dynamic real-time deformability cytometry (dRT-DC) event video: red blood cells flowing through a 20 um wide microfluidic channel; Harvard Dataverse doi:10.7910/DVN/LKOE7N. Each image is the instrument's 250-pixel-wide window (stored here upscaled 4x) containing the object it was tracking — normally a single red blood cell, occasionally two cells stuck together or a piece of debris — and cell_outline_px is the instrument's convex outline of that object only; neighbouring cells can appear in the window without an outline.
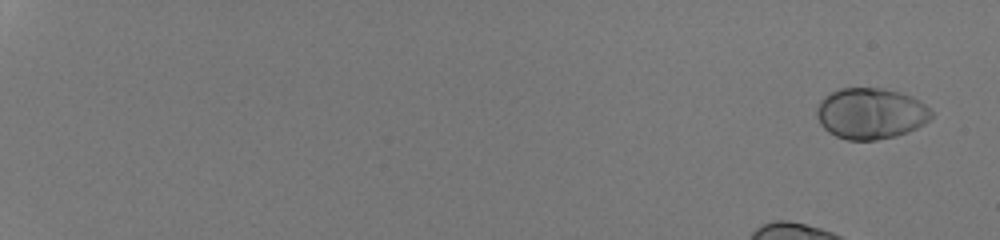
{"species": "human", "species_latin": "Homo sapiens", "temperature_condition": "room temperature", "stored_images_in_passage": 10, "segment_of_instrument_passage": [2, 2], "camera_frame_rate_fps": 3000, "um_per_image_px": 0.085, "donor": {"sex": "male"}, "frame": {"image": 1, "passage_image": 10, "time_ms": 3.0, "image_size_px": [1000, 240], "cell_outline_px": [[932, 116], [924, 124], [908, 132], [896, 136], [876, 140], [848, 140], [836, 136], [828, 132], [820, 124], [816, 116], [816, 108], [824, 96], [840, 88], [884, 88], [900, 92], [912, 96], [920, 100], [932, 112]], "centroid_in_image_um": [74.0, 9.64], "position_along_channel_um": 11.0, "area_um2": 34.28}}